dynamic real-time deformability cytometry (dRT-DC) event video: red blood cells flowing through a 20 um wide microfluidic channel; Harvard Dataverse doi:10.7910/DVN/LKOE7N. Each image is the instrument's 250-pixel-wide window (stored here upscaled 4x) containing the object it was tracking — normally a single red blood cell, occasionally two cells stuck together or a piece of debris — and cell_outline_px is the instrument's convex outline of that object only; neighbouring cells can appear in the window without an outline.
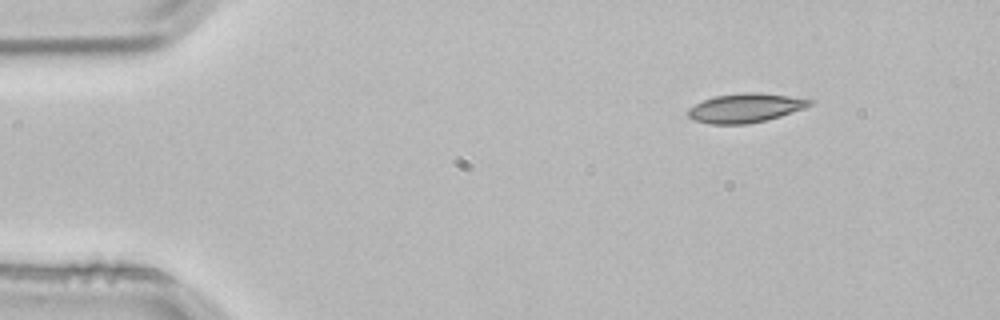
{"species": "common noctule bat (a hibernating species)", "species_latin": "Nyctalus noctula", "temperature_condition": "room temperature", "stored_images_in_passage": 3, "camera_frame_rate_fps": 3000, "um_per_image_px": 0.085, "animal": {"sex": "male", "body_mass_g": 21.5, "forearm_length_mm": 52.0}, "frame": {"image": 1, "passage_image": 1, "time_ms": 0.0, "image_size_px": [1000, 320], "cell_outline_px": [[816, 100], [812, 104], [804, 108], [780, 116], [748, 124], [708, 124], [692, 120], [688, 116], [688, 108], [704, 100], [716, 96], [744, 92], [756, 92], [788, 96]], "centroid_in_image_um": [63.34, 9.18], "position_along_channel_um": 21.7, "area_um2": 20.52}}
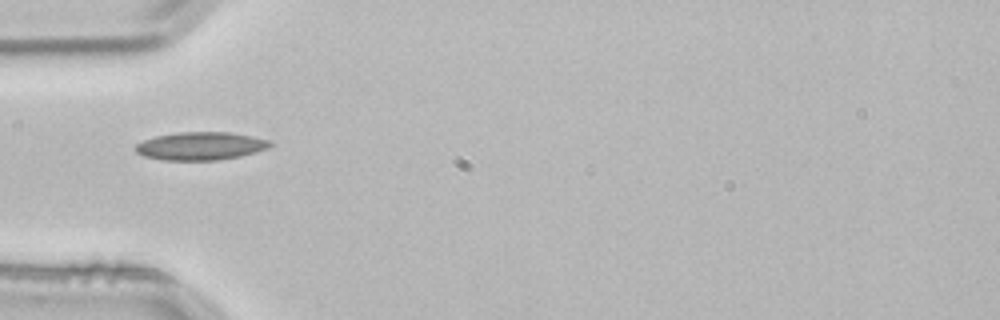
{"frame": {"image": 2, "passage_image": 3, "time_ms": 0.667, "image_size_px": [1000, 320], "cell_outline_px": [[272, 144], [268, 148], [256, 152], [240, 156], [220, 160], [164, 160], [144, 156], [136, 152], [136, 144], [144, 140], [156, 136], [176, 132], [232, 132], [272, 140]], "centroid_in_image_um": [17.09, 12.4], "position_along_channel_um": 67.9, "area_um2": 22.08}}